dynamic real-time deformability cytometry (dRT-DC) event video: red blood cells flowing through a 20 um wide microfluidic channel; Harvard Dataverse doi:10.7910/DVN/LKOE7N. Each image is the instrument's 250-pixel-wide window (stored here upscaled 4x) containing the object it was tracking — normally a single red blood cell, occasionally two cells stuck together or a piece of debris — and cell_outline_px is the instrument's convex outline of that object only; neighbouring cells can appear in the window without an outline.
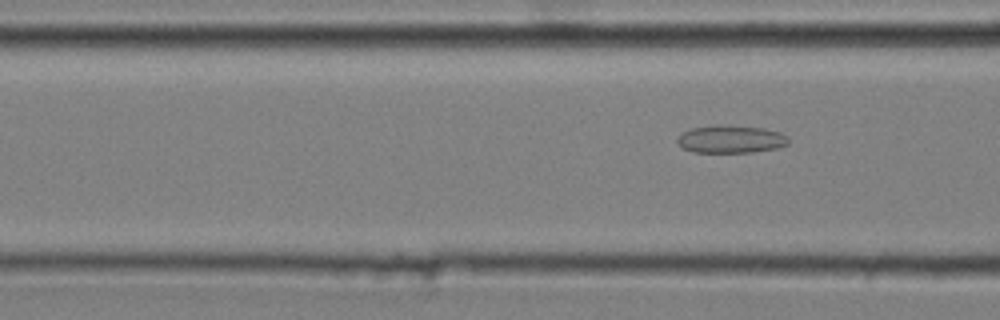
{"species": "common noctule bat (a hibernating species)", "species_latin": "Nyctalus noctula", "temperature_condition": "cold", "stored_images_in_passage": 3, "camera_frame_rate_fps": 3000, "um_per_image_px": 0.085, "animal": {"sex": "male", "body_mass_g": 20.4}, "frame": {"image": 1, "passage_image": 3, "time_ms": 0.667, "image_size_px": [1000, 320], "cell_outline_px": [[788, 144], [776, 148], [752, 152], [692, 152], [684, 148], [676, 140], [680, 132], [692, 128], [720, 124], [764, 128], [780, 132], [788, 136]], "centroid_in_image_um": [62.11, 11.82], "position_along_channel_um": 104.5, "area_um2": 18.03}}